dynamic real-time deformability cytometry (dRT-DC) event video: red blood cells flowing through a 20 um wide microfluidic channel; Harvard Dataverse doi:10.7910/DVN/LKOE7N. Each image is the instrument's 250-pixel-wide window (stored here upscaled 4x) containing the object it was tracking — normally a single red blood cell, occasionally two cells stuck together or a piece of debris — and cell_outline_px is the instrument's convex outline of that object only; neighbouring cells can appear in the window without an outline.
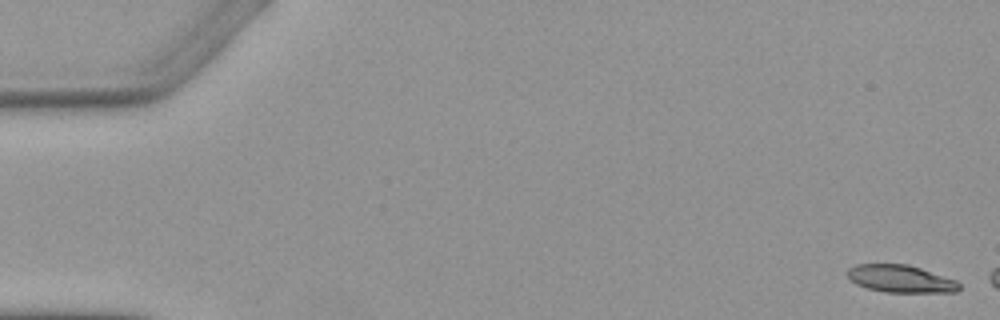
{"species": "Egyptian fruit bat (a non-hibernating species)", "species_latin": "Rousettus aegyptiacus", "temperature_condition": "warm", "stored_images_in_passage": 3, "camera_frame_rate_fps": 3000, "um_per_image_px": 0.085, "animal": {"sex": "female"}, "frame": {"image": 1, "passage_image": 1, "time_ms": 0.0, "image_size_px": [1000, 320], "cell_outline_px": [[960, 288], [956, 292], [884, 292], [868, 288], [856, 284], [848, 276], [848, 268], [856, 264], [908, 264], [956, 280], [960, 284]], "centroid_in_image_um": [76.56, 23.69], "position_along_channel_um": 8.4, "area_um2": 17.74}}